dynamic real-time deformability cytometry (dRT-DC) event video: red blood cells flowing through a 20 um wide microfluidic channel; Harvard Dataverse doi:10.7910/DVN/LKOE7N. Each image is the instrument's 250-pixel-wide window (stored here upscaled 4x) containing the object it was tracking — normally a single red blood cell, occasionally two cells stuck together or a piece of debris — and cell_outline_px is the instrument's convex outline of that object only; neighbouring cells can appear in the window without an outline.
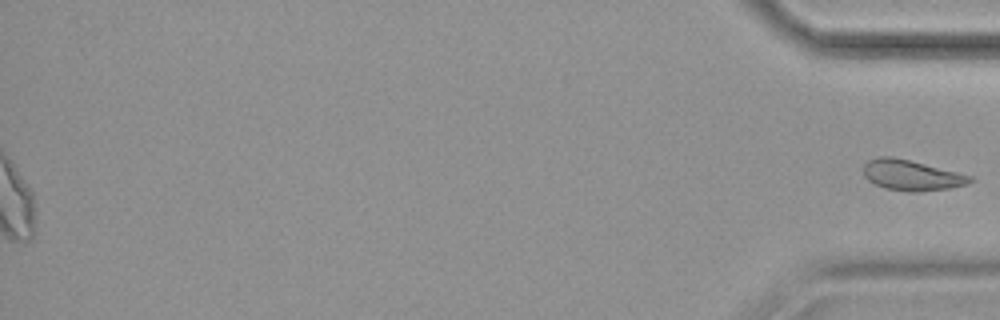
{"species": "common noctule bat (a hibernating species)", "species_latin": "Nyctalus noctula", "temperature_condition": "cold", "stored_images_in_passage": 58, "segment_of_instrument_passage": [2, 2], "camera_frame_rate_fps": 3000, "um_per_image_px": 0.085, "animal": {"sex": "female", "body_mass_g": 19.9}, "frame": {"image": 1, "passage_image": 58, "time_ms": 19.0, "image_size_px": [1000, 320], "cell_outline_px": [[972, 180], [968, 184], [948, 188], [920, 192], [912, 192], [884, 188], [868, 180], [864, 176], [864, 164], [868, 160], [880, 156], [892, 156], [972, 176]], "centroid_in_image_um": [77.44, 14.9], "position_along_channel_um": 357.8, "area_um2": 18.67}}